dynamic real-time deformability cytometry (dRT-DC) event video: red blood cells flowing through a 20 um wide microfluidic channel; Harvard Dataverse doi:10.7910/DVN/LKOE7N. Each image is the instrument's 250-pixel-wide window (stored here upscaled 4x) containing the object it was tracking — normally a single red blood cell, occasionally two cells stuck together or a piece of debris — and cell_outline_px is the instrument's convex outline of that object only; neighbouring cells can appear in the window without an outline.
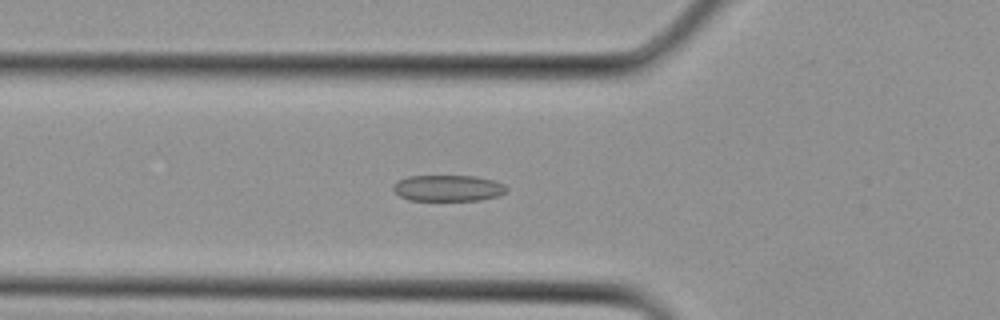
{"species": "Egyptian fruit bat (a non-hibernating species)", "species_latin": "Rousettus aegyptiacus", "temperature_condition": "cold", "stored_images_in_passage": 17, "camera_frame_rate_fps": 3000, "um_per_image_px": 0.085, "animal": {"sex": "female"}, "frame": {"image": 1, "passage_image": 9, "time_ms": 2.667, "image_size_px": [1000, 320], "cell_outline_px": [[508, 192], [500, 196], [480, 200], [408, 200], [400, 196], [392, 188], [392, 184], [408, 176], [476, 176], [496, 180], [504, 184], [508, 188]], "centroid_in_image_um": [38.15, 15.99], "position_along_channel_um": 87.7, "area_um2": 17.51}}
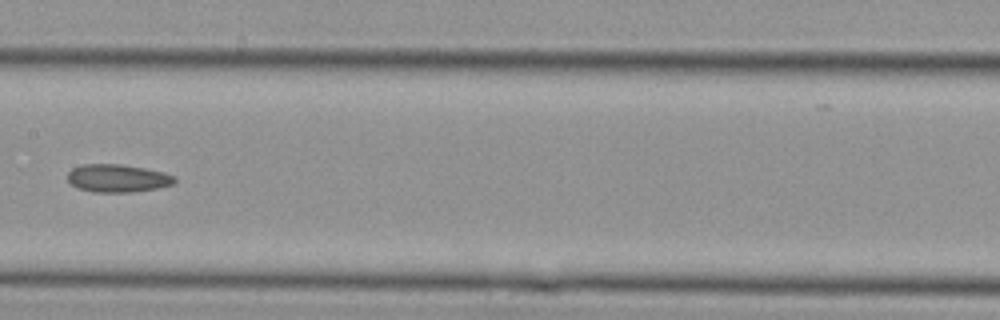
{"frame": {"image": 2, "passage_image": 14, "time_ms": 4.333, "image_size_px": [1000, 320], "cell_outline_px": [[176, 180], [172, 184], [156, 188], [132, 192], [96, 192], [76, 188], [68, 180], [68, 172], [72, 168], [84, 164], [120, 164], [144, 168], [164, 172], [176, 176]], "centroid_in_image_um": [9.99, 15.14], "position_along_channel_um": 197.4, "area_um2": 17.34}}
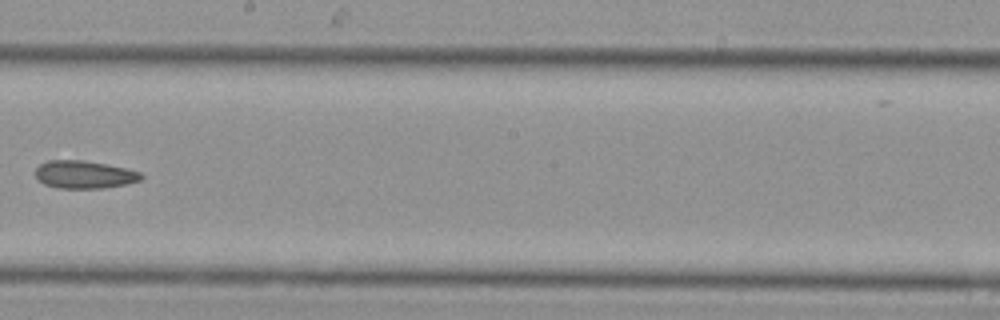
{"frame": {"image": 3, "passage_image": 16, "time_ms": 5.0, "image_size_px": [1000, 320], "cell_outline_px": [[144, 176], [140, 180], [124, 184], [100, 188], [60, 188], [44, 184], [36, 180], [36, 168], [40, 164], [48, 160], [84, 160], [124, 168], [140, 172]], "centroid_in_image_um": [7.12, 14.83], "position_along_channel_um": 241.1, "area_um2": 16.94}}